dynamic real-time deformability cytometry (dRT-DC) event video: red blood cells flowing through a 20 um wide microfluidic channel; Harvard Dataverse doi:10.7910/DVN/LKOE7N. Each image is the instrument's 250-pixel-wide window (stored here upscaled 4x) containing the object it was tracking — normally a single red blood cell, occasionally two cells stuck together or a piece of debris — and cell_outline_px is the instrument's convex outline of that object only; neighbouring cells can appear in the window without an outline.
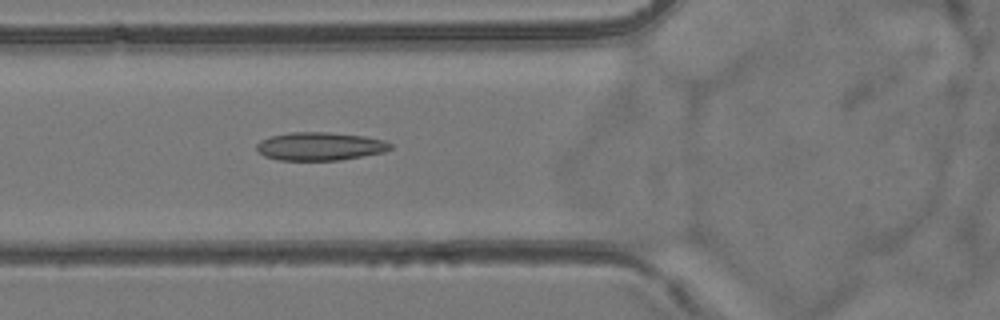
{"species": "common noctule bat (a hibernating species)", "species_latin": "Nyctalus noctula", "temperature_condition": "room temperature", "stored_images_in_passage": 34, "camera_frame_rate_fps": 3000, "um_per_image_px": 0.085, "animal": {"sex": "female", "body_mass_g": 24.6, "forearm_length_mm": 56.2}, "frame": {"image": 1, "passage_image": 10, "time_ms": 3.0, "image_size_px": [1000, 320], "cell_outline_px": [[392, 148], [384, 152], [340, 160], [280, 160], [264, 156], [256, 148], [256, 144], [260, 140], [272, 136], [292, 132], [328, 132], [364, 136], [384, 140], [392, 144]], "centroid_in_image_um": [27.21, 12.43], "position_along_channel_um": 98.6, "area_um2": 21.91}}
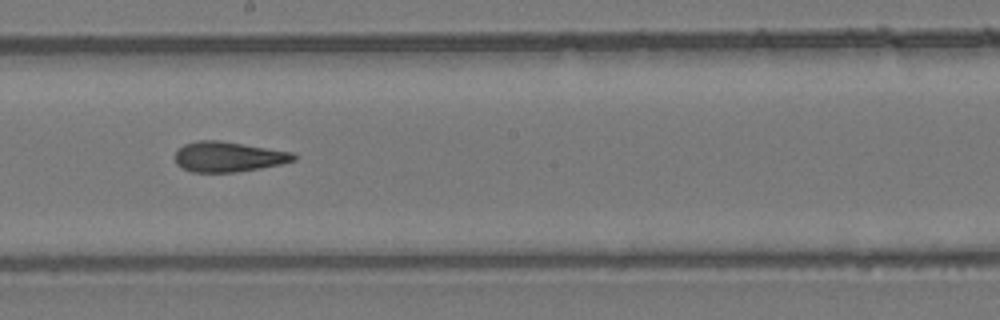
{"frame": {"image": 2, "passage_image": 20, "time_ms": 6.333, "image_size_px": [1000, 320], "cell_outline_px": [[296, 160], [280, 164], [260, 168], [236, 172], [192, 172], [176, 164], [176, 152], [184, 144], [196, 140], [220, 140], [292, 152], [296, 156]], "centroid_in_image_um": [19.4, 13.32], "position_along_channel_um": 228.8, "area_um2": 20.75}}
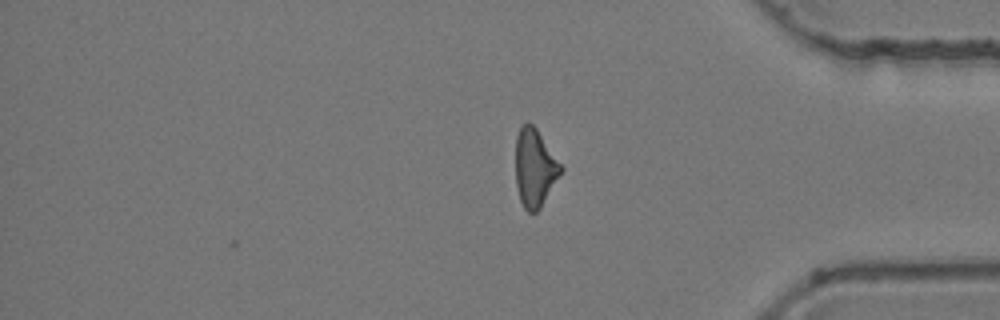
{"frame": {"image": 3, "passage_image": 34, "time_ms": 11.0, "image_size_px": [1000, 320], "cell_outline_px": [[564, 168], [540, 208], [536, 212], [528, 212], [524, 208], [520, 200], [516, 184], [516, 136], [520, 128], [528, 120], [536, 128]], "centroid_in_image_um": [45.45, 14.26], "position_along_channel_um": 389.8, "area_um2": 20.35}, "authors_computed_cell_mechanics": {"area_um2": 21.097, "velocity_mm_per_s": 3.895, "shape_relaxation_time_tau1_ms": null, "shape_relaxation_time_tau2_ms": 2.707, "deformation_change_tau1": null, "deformation_change_tau2": 0.1048}}